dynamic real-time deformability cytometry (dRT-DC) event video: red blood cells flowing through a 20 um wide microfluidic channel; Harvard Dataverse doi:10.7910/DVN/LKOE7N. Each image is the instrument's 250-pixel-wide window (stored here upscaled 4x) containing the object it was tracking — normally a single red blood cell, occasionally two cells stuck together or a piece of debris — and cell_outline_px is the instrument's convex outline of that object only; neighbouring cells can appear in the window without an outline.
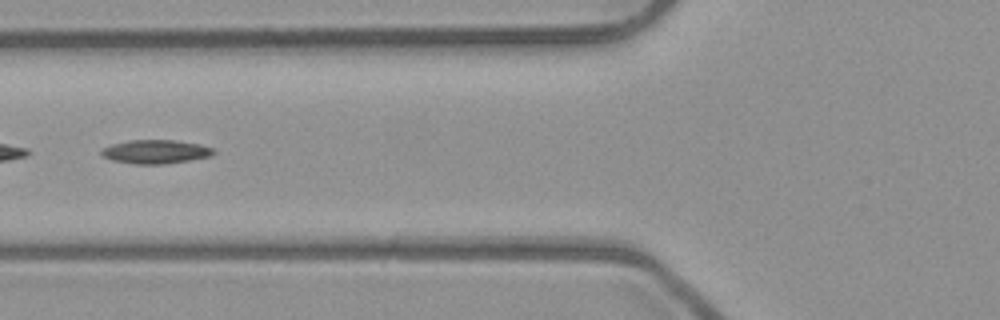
{"species": "common noctule bat (a hibernating species)", "species_latin": "Nyctalus noctula", "temperature_condition": "room temperature", "stored_images_in_passage": 2, "camera_frame_rate_fps": 3000, "um_per_image_px": 0.085, "animal": {"sex": "male", "body_mass_g": 23.1, "forearm_length_mm": 52.7}, "frame": {"image": 1, "passage_image": 2, "time_ms": 0.333, "image_size_px": [1000, 320], "cell_outline_px": [[216, 152], [212, 156], [164, 164], [136, 164], [112, 160], [104, 156], [100, 152], [104, 148], [112, 144], [128, 140], [172, 140], [200, 144], [212, 148]], "centroid_in_image_um": [13.24, 12.89], "position_along_channel_um": 112.6, "area_um2": 15.37}}